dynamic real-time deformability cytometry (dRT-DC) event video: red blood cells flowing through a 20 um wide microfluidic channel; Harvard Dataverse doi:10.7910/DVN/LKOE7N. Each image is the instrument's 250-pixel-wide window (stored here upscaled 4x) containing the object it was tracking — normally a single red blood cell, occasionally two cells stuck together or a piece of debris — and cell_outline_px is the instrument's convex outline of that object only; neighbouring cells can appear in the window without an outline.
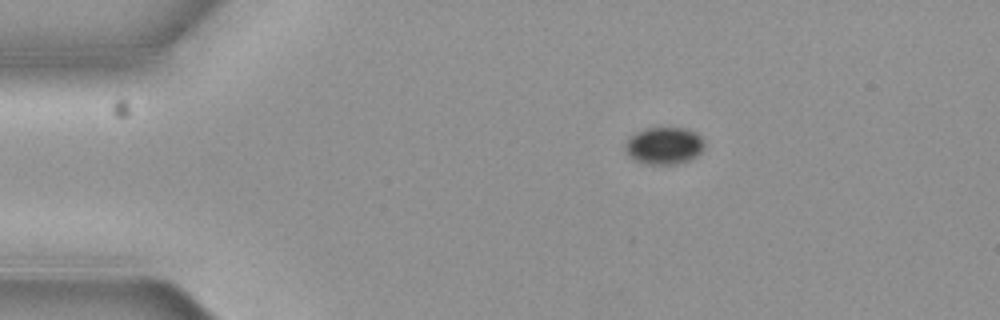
{"species": "common noctule bat (a hibernating species)", "species_latin": "Nyctalus noctula", "temperature_condition": "cold", "stored_images_in_passage": 3, "camera_frame_rate_fps": 3000, "um_per_image_px": 0.085, "animal": {"sex": "female", "body_mass_g": 19.3, "forearm_length_mm": 54.1}, "frame": {"image": 1, "passage_image": 1, "time_ms": 0.0, "image_size_px": [1000, 320], "cell_outline_px": [[704, 144], [700, 152], [696, 156], [688, 160], [676, 164], [648, 164], [636, 160], [624, 148], [628, 140], [636, 132], [648, 128], [684, 128], [696, 132], [700, 136]], "centroid_in_image_um": [56.47, 12.38], "position_along_channel_um": 28.5, "area_um2": 16.7}}